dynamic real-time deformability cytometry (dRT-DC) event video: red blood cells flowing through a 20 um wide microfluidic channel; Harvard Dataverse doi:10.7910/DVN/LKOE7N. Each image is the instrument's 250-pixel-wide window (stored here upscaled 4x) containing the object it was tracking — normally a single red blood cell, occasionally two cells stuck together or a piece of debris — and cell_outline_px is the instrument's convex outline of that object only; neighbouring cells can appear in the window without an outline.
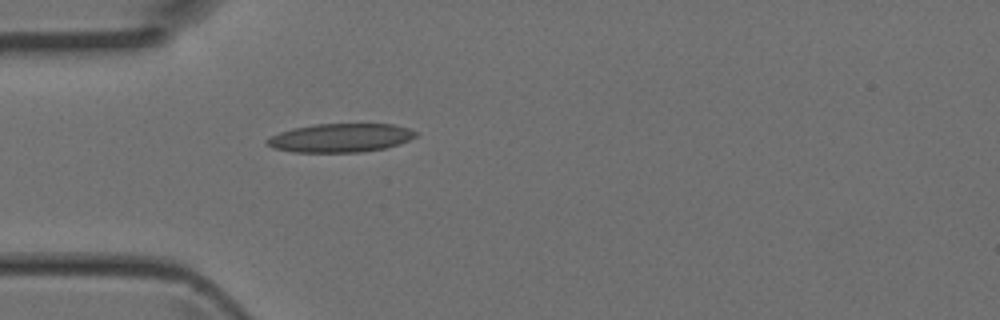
{"species": "Egyptian fruit bat (a non-hibernating species)", "species_latin": "Rousettus aegyptiacus", "temperature_condition": "room temperature", "stored_images_in_passage": 4, "camera_frame_rate_fps": 3000, "um_per_image_px": 0.085, "animal": {"sex": "female"}, "frame": {"image": 1, "passage_image": 4, "time_ms": 1.0, "image_size_px": [1000, 320], "cell_outline_px": [[416, 136], [400, 144], [384, 148], [360, 152], [292, 152], [272, 148], [264, 144], [264, 140], [280, 132], [292, 128], [316, 124], [392, 124], [408, 128], [416, 132]], "centroid_in_image_um": [28.89, 11.72], "position_along_channel_um": 56.1, "area_um2": 24.85}}